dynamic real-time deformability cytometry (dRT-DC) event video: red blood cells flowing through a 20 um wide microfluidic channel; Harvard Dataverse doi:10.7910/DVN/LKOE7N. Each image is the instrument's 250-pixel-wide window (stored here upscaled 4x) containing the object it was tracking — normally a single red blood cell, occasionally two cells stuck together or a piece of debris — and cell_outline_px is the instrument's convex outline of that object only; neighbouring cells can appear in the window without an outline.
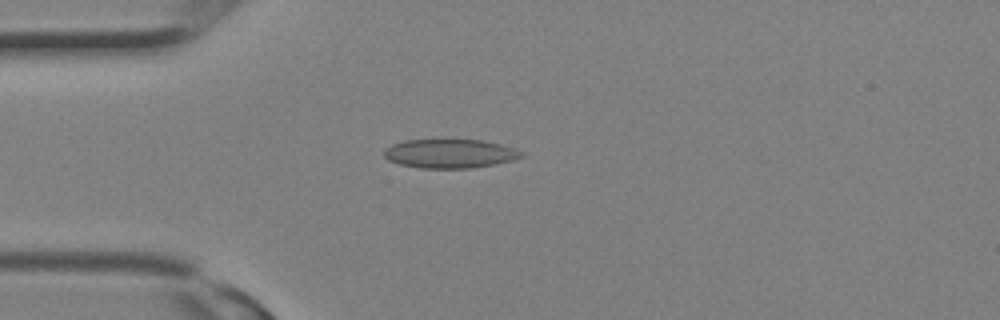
{"species": "Egyptian fruit bat (a non-hibernating species)", "species_latin": "Rousettus aegyptiacus", "temperature_condition": "room temperature", "stored_images_in_passage": 8, "camera_frame_rate_fps": 3000, "um_per_image_px": 0.085, "animal": {"sex": "female"}, "frame": {"image": 1, "passage_image": 7, "time_ms": 2.0, "image_size_px": [1000, 320], "cell_outline_px": [[524, 156], [512, 160], [496, 164], [472, 168], [420, 168], [400, 164], [388, 160], [384, 156], [384, 148], [392, 144], [404, 140], [484, 140], [500, 144], [524, 152]], "centroid_in_image_um": [38.23, 13.06], "position_along_channel_um": 46.8, "area_um2": 23.18}}